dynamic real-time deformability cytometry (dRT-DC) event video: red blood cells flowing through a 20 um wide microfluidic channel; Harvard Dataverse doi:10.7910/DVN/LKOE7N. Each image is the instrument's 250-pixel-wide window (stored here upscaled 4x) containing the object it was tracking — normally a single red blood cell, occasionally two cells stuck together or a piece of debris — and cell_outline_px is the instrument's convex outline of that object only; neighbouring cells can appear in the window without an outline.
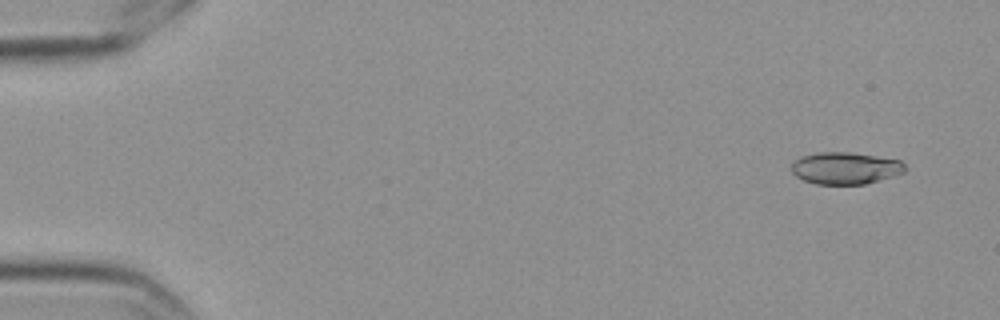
{"species": "Egyptian fruit bat (a non-hibernating species)", "species_latin": "Rousettus aegyptiacus", "temperature_condition": "cold", "stored_images_in_passage": 6, "camera_frame_rate_fps": 3000, "um_per_image_px": 0.085, "frame": {"image": 1, "passage_image": 2, "time_ms": 0.333, "image_size_px": [1000, 320], "cell_outline_px": [[908, 168], [904, 172], [880, 180], [864, 184], [816, 184], [804, 180], [796, 176], [792, 172], [792, 164], [800, 156], [816, 152], [852, 152], [900, 160]], "centroid_in_image_um": [71.86, 14.28], "position_along_channel_um": 13.1, "area_um2": 21.21}}
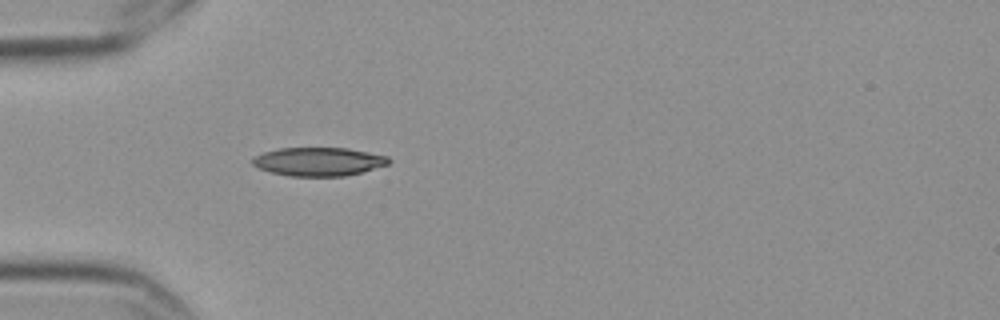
{"frame": {"image": 2, "passage_image": 6, "time_ms": 1.667, "image_size_px": [1000, 320], "cell_outline_px": [[392, 160], [388, 164], [360, 172], [344, 176], [288, 176], [272, 172], [260, 168], [252, 164], [252, 160], [256, 156], [264, 152], [280, 148], [348, 148], [388, 156]], "centroid_in_image_um": [27.1, 13.73], "position_along_channel_um": 57.9, "area_um2": 22.43}}